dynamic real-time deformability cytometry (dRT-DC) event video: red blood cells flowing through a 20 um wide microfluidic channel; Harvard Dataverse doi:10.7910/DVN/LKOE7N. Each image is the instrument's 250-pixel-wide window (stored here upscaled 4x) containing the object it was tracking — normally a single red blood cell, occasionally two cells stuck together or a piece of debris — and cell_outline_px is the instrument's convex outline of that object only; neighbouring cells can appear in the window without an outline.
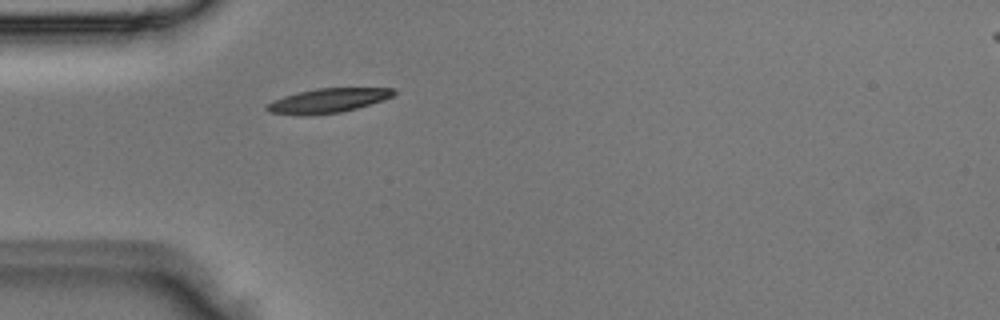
{"species": "Egyptian fruit bat (a non-hibernating species)", "species_latin": "Rousettus aegyptiacus", "temperature_condition": "room temperature", "stored_images_in_passage": 5, "camera_frame_rate_fps": 3000, "um_per_image_px": 0.085, "animal": {"sex": "male"}, "frame": {"image": 1, "passage_image": 5, "time_ms": 1.333, "image_size_px": [1000, 320], "cell_outline_px": [[396, 92], [392, 96], [384, 100], [356, 108], [340, 112], [300, 116], [268, 112], [264, 108], [272, 100], [296, 92], [316, 88], [396, 88]], "centroid_in_image_um": [27.83, 8.55], "position_along_channel_um": 57.2, "area_um2": 18.09}}